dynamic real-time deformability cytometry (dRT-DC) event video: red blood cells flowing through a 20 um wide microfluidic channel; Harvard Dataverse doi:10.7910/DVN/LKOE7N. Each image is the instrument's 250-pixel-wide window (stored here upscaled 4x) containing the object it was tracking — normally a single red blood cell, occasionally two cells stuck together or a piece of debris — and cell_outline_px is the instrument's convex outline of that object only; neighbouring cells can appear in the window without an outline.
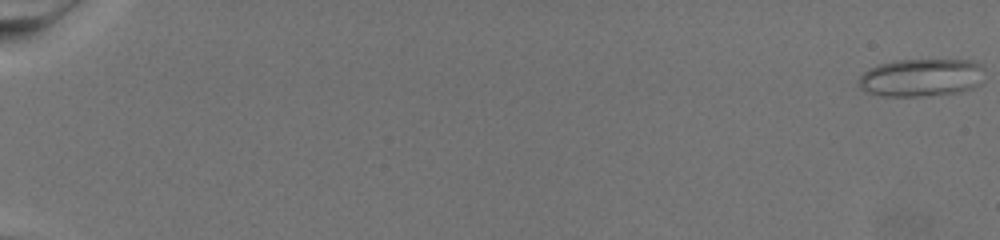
{"species": "common noctule bat (a hibernating species)", "species_latin": "Nyctalus noctula", "temperature_condition": "warm", "stored_images_in_passage": 75, "camera_frame_rate_fps": 3000, "um_per_image_px": 0.085, "animal": {"sex": "female", "body_mass_g": 19.5, "forearm_length_mm": 54.1}, "frame": {"image": 1, "passage_image": 1, "time_ms": 0.0, "image_size_px": [1000, 240], "cell_outline_px": [[984, 68], [980, 84], [972, 88], [960, 92], [920, 96], [880, 96], [864, 92], [856, 84], [860, 76], [868, 68], [892, 60], [976, 60]], "centroid_in_image_um": [78.27, 6.59], "position_along_channel_um": 6.7, "area_um2": 28.15}}
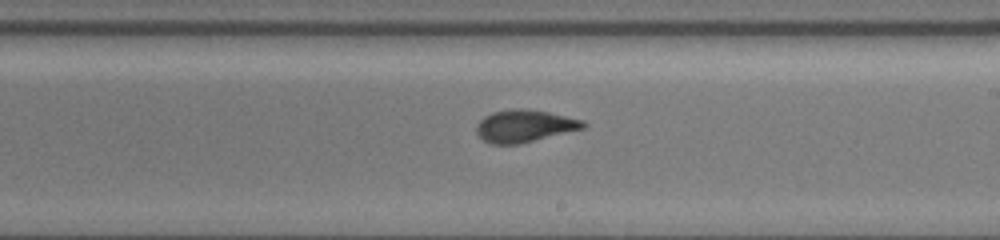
{"frame": {"image": 2, "passage_image": 48, "time_ms": 15.667, "image_size_px": [1000, 240], "cell_outline_px": [[588, 124], [584, 128], [520, 144], [488, 144], [476, 132], [476, 124], [484, 116], [492, 112], [512, 108], [520, 108], [548, 112], [584, 120]], "centroid_in_image_um": [44.57, 10.71], "position_along_channel_um": 244.4, "area_um2": 20.17}}
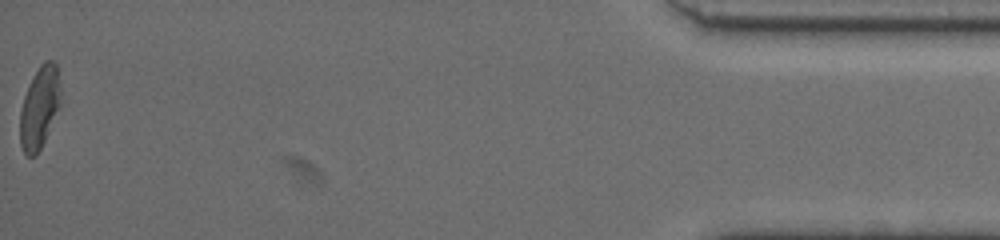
{"frame": {"image": 3, "passage_image": 75, "time_ms": 24.667, "image_size_px": [1000, 240], "cell_outline_px": [[60, 104], [44, 140], [36, 156], [28, 156], [24, 152], [20, 144], [20, 112], [24, 96], [40, 64], [44, 60], [52, 60], [56, 64], [60, 88]], "centroid_in_image_um": [3.35, 9.14], "position_along_channel_um": 431.9, "area_um2": 18.9}}